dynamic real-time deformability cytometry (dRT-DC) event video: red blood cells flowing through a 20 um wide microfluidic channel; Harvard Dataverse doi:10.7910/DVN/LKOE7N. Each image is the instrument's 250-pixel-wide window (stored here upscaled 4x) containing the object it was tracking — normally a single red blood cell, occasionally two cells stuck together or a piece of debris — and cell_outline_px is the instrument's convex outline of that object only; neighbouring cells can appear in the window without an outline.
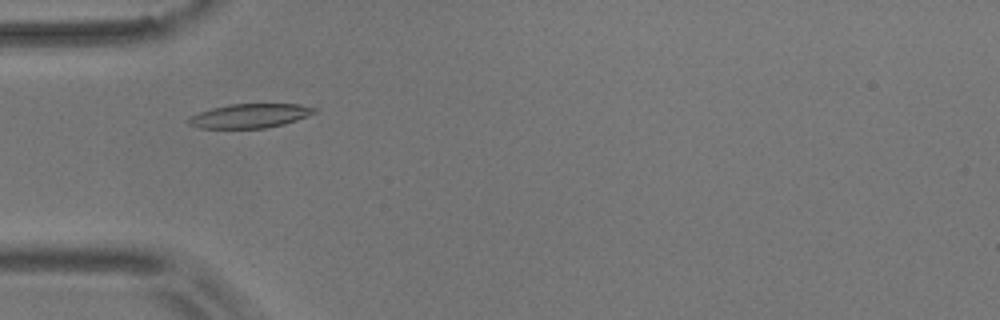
{"species": "common noctule bat (a hibernating species)", "species_latin": "Nyctalus noctula", "temperature_condition": "room temperature", "stored_images_in_passage": 42, "camera_frame_rate_fps": 3000, "um_per_image_px": 0.085, "animal": {"sex": "male", "body_mass_g": 17.9}, "frame": {"image": 1, "passage_image": 3, "time_ms": 0.667, "image_size_px": [1000, 320], "cell_outline_px": [[316, 112], [296, 120], [284, 124], [268, 128], [200, 128], [188, 124], [188, 116], [212, 108], [228, 104], [300, 104], [316, 108]], "centroid_in_image_um": [21.22, 9.84], "position_along_channel_um": 63.8, "area_um2": 17.69}}
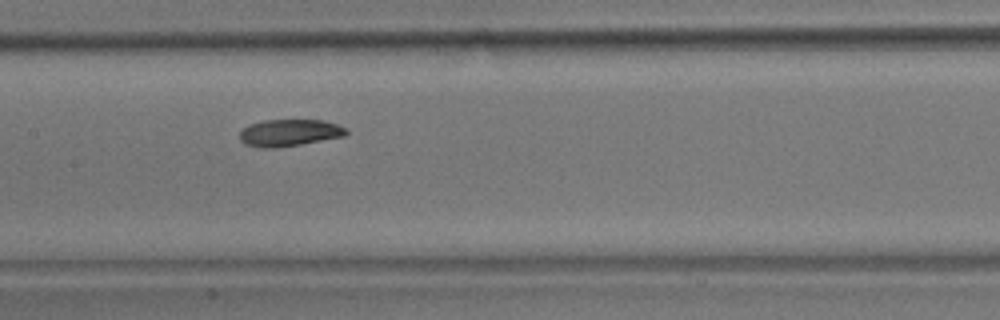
{"frame": {"image": 2, "passage_image": 13, "time_ms": 4.0, "image_size_px": [1000, 320], "cell_outline_px": [[348, 132], [344, 136], [300, 144], [276, 148], [260, 148], [244, 144], [240, 140], [240, 132], [248, 124], [264, 120], [324, 120], [336, 124], [344, 128]], "centroid_in_image_um": [24.55, 11.28], "position_along_channel_um": 182.9, "area_um2": 16.65}}
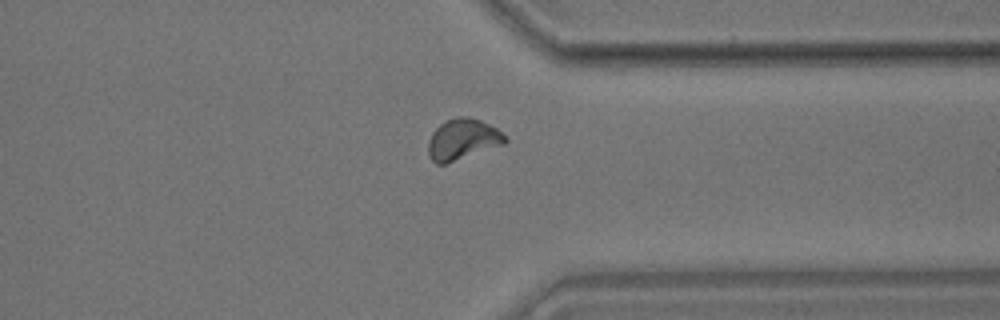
{"frame": {"image": 3, "passage_image": 29, "time_ms": 9.333, "image_size_px": [1000, 320], "cell_outline_px": [[508, 140], [504, 144], [444, 164], [436, 164], [428, 156], [428, 140], [432, 132], [440, 124], [456, 116], [468, 116], [480, 120], [496, 128], [508, 136]], "centroid_in_image_um": [39.32, 11.83], "position_along_channel_um": 372.1, "area_um2": 18.32}, "authors_computed_cell_mechanics": {"area_um2": 16.9932, "velocity_mm_per_s": 3.5885, "shape_relaxation_time_tau1_ms": 3.8277, "shape_relaxation_time_tau2_ms": 7.5292, "deformation_change_tau1": 0.1181, "deformation_change_tau2": 0.1068}}